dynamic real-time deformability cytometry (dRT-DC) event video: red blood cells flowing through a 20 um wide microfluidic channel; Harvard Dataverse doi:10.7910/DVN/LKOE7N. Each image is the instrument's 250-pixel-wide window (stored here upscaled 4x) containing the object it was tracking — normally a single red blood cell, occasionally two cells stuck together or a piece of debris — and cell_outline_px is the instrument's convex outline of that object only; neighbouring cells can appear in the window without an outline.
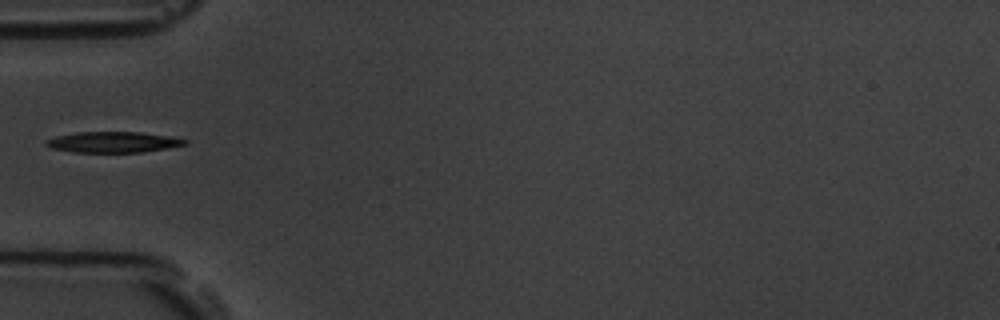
{"species": "common noctule bat (a hibernating species)", "species_latin": "Nyctalus noctula", "temperature_condition": "room temperature", "stored_images_in_passage": 1, "camera_frame_rate_fps": 3000, "um_per_image_px": 0.085, "animal": {"sex": "male", "body_mass_g": 19.5, "forearm_length_mm": 54.6}, "frame": {"image": 1, "passage_image": 1, "time_ms": 0.0, "image_size_px": [1000, 320], "cell_outline_px": [[188, 144], [144, 152], [72, 152], [52, 148], [44, 144], [44, 140], [56, 136], [76, 132], [140, 132], [188, 140]], "centroid_in_image_um": [9.55, 12.08], "position_along_channel_um": 75.4, "area_um2": 16.7}}